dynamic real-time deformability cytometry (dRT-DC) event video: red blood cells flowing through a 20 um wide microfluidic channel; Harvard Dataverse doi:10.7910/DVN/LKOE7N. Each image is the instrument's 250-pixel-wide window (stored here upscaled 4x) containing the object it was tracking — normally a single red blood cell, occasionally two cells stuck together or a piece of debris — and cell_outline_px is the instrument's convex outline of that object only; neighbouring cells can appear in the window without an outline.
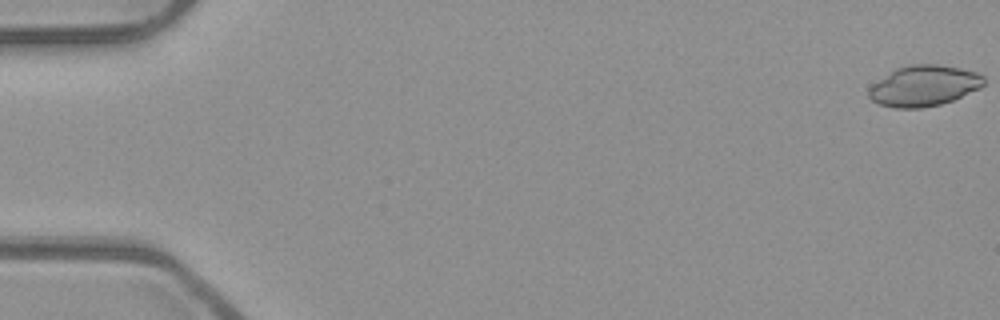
{"species": "common noctule bat (a hibernating species)", "species_latin": "Nyctalus noctula", "temperature_condition": "room temperature", "stored_images_in_passage": 53, "camera_frame_rate_fps": 3000, "um_per_image_px": 0.085, "animal": {"sex": "male", "body_mass_g": 23.1, "forearm_length_mm": 52.7}, "frame": {"image": 1, "passage_image": 1, "time_ms": 0.0, "image_size_px": [1000, 320], "cell_outline_px": [[984, 84], [980, 88], [952, 100], [940, 104], [920, 108], [896, 108], [880, 104], [872, 100], [868, 96], [868, 88], [872, 84], [888, 72], [896, 68], [908, 64], [936, 64], [960, 68], [976, 72], [984, 76]], "centroid_in_image_um": [78.5, 7.28], "position_along_channel_um": 6.5, "area_um2": 27.34}}
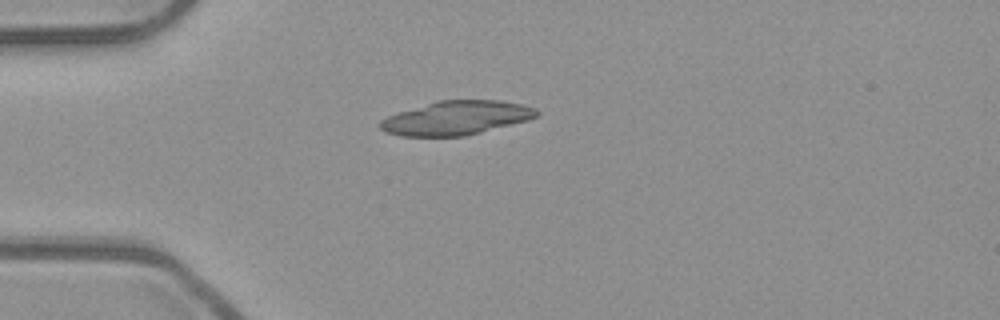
{"frame": {"image": 2, "passage_image": 15, "time_ms": 4.667, "image_size_px": [1000, 320], "cell_outline_px": [[540, 112], [536, 116], [528, 120], [464, 136], [400, 136], [384, 132], [380, 128], [380, 120], [388, 116], [400, 112], [440, 100], [500, 100], [520, 104], [536, 108]], "centroid_in_image_um": [38.79, 10.03], "position_along_channel_um": 46.2, "area_um2": 30.58}}